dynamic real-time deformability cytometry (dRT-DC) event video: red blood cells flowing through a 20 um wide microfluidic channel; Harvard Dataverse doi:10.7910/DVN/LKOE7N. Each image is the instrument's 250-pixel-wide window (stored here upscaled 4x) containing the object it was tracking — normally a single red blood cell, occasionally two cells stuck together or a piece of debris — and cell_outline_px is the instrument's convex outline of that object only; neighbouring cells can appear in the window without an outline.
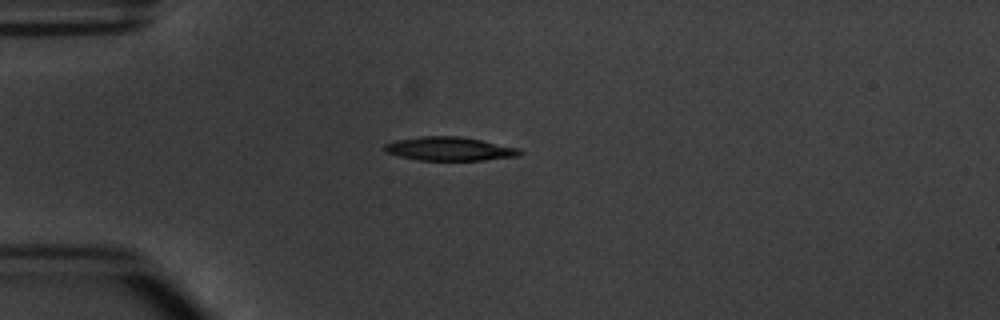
{"species": "common noctule bat (a hibernating species)", "species_latin": "Nyctalus noctula", "temperature_condition": "warm", "stored_images_in_passage": 2, "camera_frame_rate_fps": 3000, "um_per_image_px": 0.085, "animal": {"sex": "male", "body_mass_g": 20.1, "forearm_length_mm": 53.5}, "frame": {"image": 1, "passage_image": 2, "time_ms": 1.0, "image_size_px": [1000, 320], "cell_outline_px": [[524, 152], [520, 156], [484, 160], [420, 160], [400, 156], [384, 152], [384, 144], [396, 140], [420, 136], [460, 136], [520, 148]], "centroid_in_image_um": [38.23, 12.65], "position_along_channel_um": 46.8, "area_um2": 18.73}}